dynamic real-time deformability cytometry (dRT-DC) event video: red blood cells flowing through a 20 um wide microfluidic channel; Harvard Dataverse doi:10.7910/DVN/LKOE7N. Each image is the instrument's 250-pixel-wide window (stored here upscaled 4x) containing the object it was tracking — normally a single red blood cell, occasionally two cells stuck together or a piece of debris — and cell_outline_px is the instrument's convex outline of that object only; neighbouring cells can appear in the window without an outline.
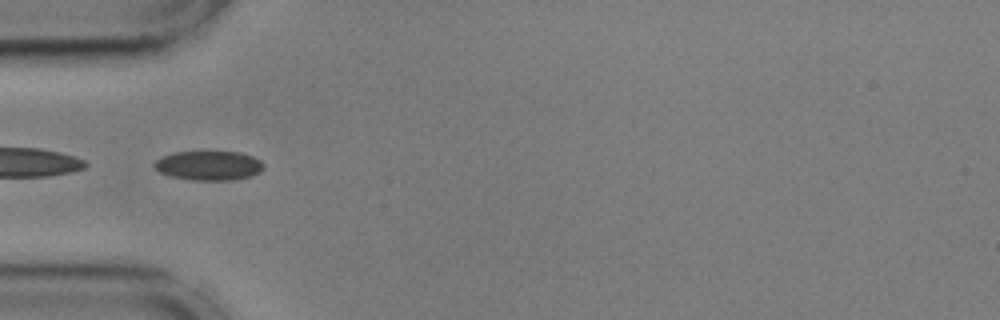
{"species": "common noctule bat (a hibernating species)", "species_latin": "Nyctalus noctula", "temperature_condition": "cold", "stored_images_in_passage": 37, "camera_frame_rate_fps": 3000, "um_per_image_px": 0.085, "animal": {"sex": "male", "body_mass_g": 17.9, "forearm_length_mm": 54.2}, "frame": {"image": 1, "passage_image": 1, "time_ms": 0.0, "image_size_px": [1000, 320], "cell_outline_px": [[264, 168], [260, 172], [252, 176], [232, 180], [192, 180], [168, 176], [160, 172], [152, 164], [156, 160], [164, 156], [176, 152], [240, 152], [252, 156], [260, 160], [264, 164]], "centroid_in_image_um": [17.77, 14.08], "position_along_channel_um": 67.2, "area_um2": 18.73}, "authors_computed_cell_mechanics": {"area_um2": 18.5538, "velocity_mm_per_s": 3.6028, "shape_relaxation_time_tau1_ms": null, "shape_relaxation_time_tau2_ms": 2.8227, "deformation_change_tau1": null, "deformation_change_tau2": 0.0856}}